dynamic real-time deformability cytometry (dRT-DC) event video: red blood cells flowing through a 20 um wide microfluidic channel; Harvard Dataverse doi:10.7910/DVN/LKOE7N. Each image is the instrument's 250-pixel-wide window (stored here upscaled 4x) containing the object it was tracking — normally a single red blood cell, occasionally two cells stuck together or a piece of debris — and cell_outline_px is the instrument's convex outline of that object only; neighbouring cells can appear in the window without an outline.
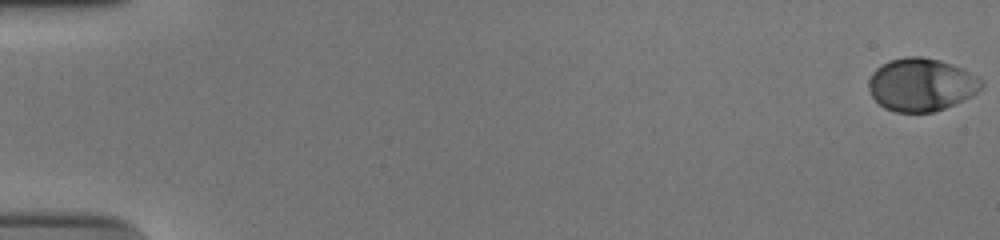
{"species": "human", "species_latin": "Homo sapiens", "temperature_condition": "cold", "stored_images_in_passage": 57, "camera_frame_rate_fps": 3000, "um_per_image_px": 0.085, "donor": {"sex": "male"}, "frame": {"image": 1, "passage_image": 1, "time_ms": 0.0, "image_size_px": [1000, 240], "cell_outline_px": [[984, 88], [972, 96], [964, 100], [944, 108], [932, 112], [896, 112], [884, 108], [872, 96], [868, 88], [868, 80], [872, 72], [880, 64], [888, 60], [904, 56], [924, 56], [940, 60], [964, 68], [984, 80]], "centroid_in_image_um": [78.33, 7.17], "position_along_channel_um": 6.7, "area_um2": 35.37}}
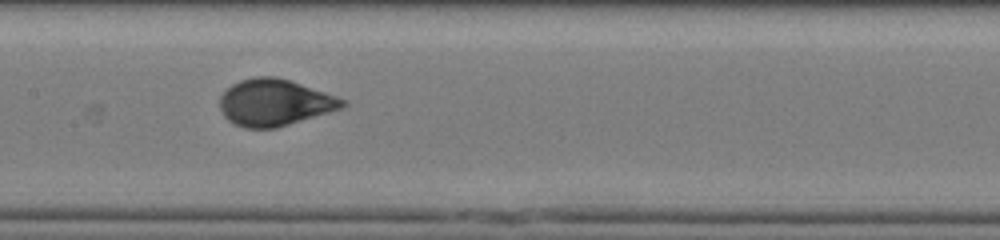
{"frame": {"image": 2, "passage_image": 30, "time_ms": 9.667, "image_size_px": [1000, 240], "cell_outline_px": [[348, 104], [340, 108], [328, 112], [276, 128], [244, 128], [228, 120], [224, 116], [220, 108], [220, 96], [232, 84], [240, 80], [256, 76], [276, 76], [348, 100]], "centroid_in_image_um": [23.32, 8.71], "position_along_channel_um": 184.1, "area_um2": 33.0}}
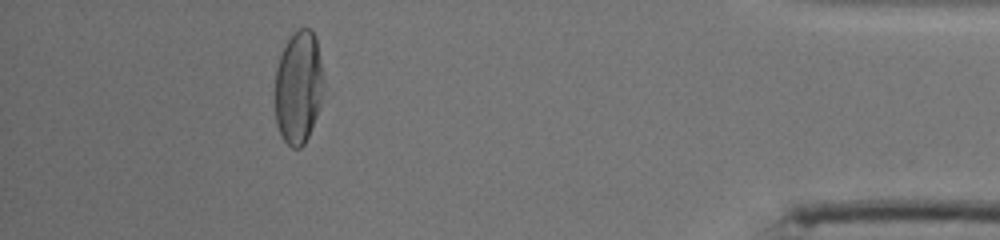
{"frame": {"image": 3, "passage_image": 52, "time_ms": 17.0, "image_size_px": [1000, 240], "cell_outline_px": [[324, 80], [320, 104], [316, 116], [308, 136], [304, 144], [300, 148], [292, 148], [284, 140], [276, 124], [276, 68], [280, 56], [288, 40], [300, 28], [308, 28], [316, 36]], "centroid_in_image_um": [25.38, 7.43], "position_along_channel_um": 409.8, "area_um2": 31.56}, "authors_computed_cell_mechanics": {"area_um2": 33.8708, "velocity_mm_per_s": 3.7123, "shape_relaxation_time_tau1_ms": 3.5177, "shape_relaxation_time_tau2_ms": null, "deformation_change_tau1": 0.1609, "deformation_change_tau2": null}}